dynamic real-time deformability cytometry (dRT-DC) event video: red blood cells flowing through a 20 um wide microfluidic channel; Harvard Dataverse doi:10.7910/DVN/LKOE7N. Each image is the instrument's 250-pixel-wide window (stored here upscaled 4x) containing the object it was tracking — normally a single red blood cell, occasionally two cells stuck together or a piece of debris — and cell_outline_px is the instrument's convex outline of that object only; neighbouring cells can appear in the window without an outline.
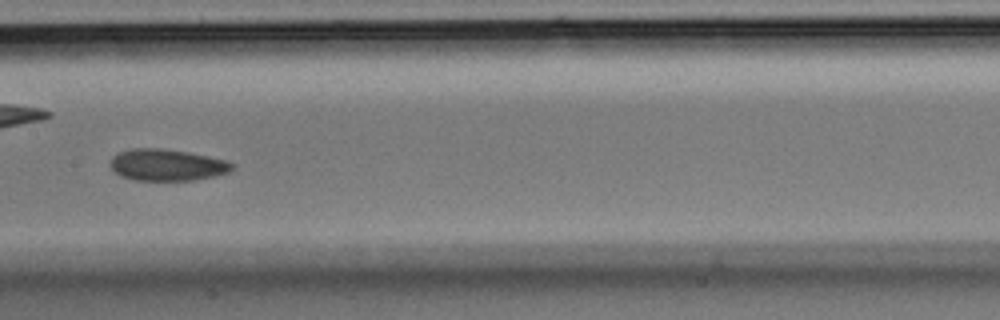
{"species": "Egyptian fruit bat (a non-hibernating species)", "species_latin": "Rousettus aegyptiacus", "temperature_condition": "room temperature", "stored_images_in_passage": 24, "camera_frame_rate_fps": 3000, "um_per_image_px": 0.085, "animal": {"sex": "male"}, "frame": {"image": 1, "passage_image": 17, "time_ms": 5.333, "image_size_px": [1000, 320], "cell_outline_px": [[232, 168], [228, 172], [212, 176], [192, 180], [136, 180], [120, 176], [112, 168], [112, 156], [120, 152], [132, 148], [160, 148], [188, 152], [228, 160], [232, 164]], "centroid_in_image_um": [14.19, 14.01], "position_along_channel_um": 193.2, "area_um2": 22.14}}